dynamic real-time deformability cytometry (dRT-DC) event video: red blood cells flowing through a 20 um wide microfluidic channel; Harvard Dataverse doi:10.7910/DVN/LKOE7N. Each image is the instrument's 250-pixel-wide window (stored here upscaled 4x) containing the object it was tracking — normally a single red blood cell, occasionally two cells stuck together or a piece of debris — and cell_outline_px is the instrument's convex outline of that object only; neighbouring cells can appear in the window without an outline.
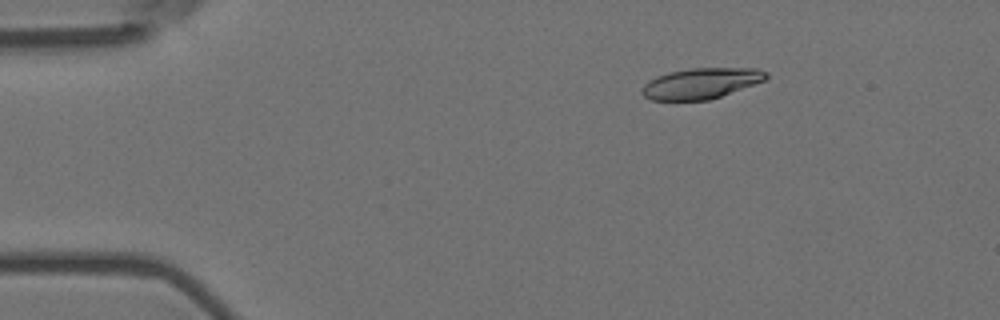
{"species": "Egyptian fruit bat (a non-hibernating species)", "species_latin": "Rousettus aegyptiacus", "temperature_condition": "room temperature", "stored_images_in_passage": 6, "camera_frame_rate_fps": 3000, "um_per_image_px": 0.085, "animal": {"sex": "female"}, "frame": {"image": 1, "passage_image": 2, "time_ms": 0.333, "image_size_px": [1000, 320], "cell_outline_px": [[768, 76], [764, 80], [720, 96], [708, 100], [652, 100], [644, 96], [640, 92], [644, 84], [648, 80], [656, 76], [668, 72], [692, 68], [756, 68], [768, 72]], "centroid_in_image_um": [59.55, 7.08], "position_along_channel_um": 25.5, "area_um2": 22.08}}
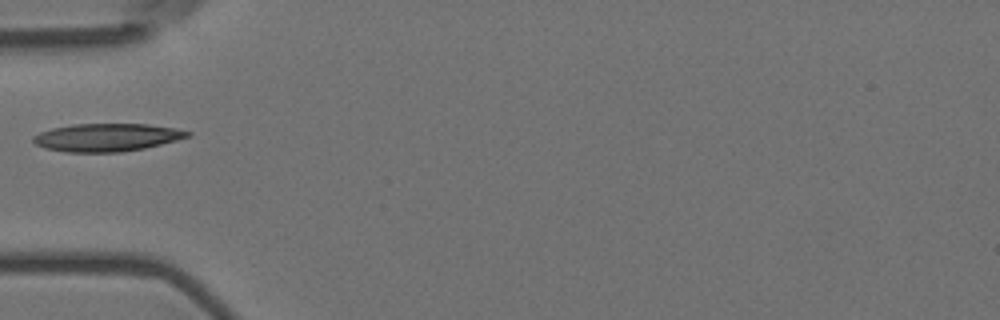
{"frame": {"image": 2, "passage_image": 5, "time_ms": 1.333, "image_size_px": [1000, 320], "cell_outline_px": [[192, 136], [144, 148], [120, 152], [64, 152], [44, 148], [36, 144], [32, 140], [32, 136], [40, 132], [52, 128], [72, 124], [148, 124], [176, 128], [192, 132]], "centroid_in_image_um": [9.07, 11.67], "position_along_channel_um": 75.9, "area_um2": 25.14}}
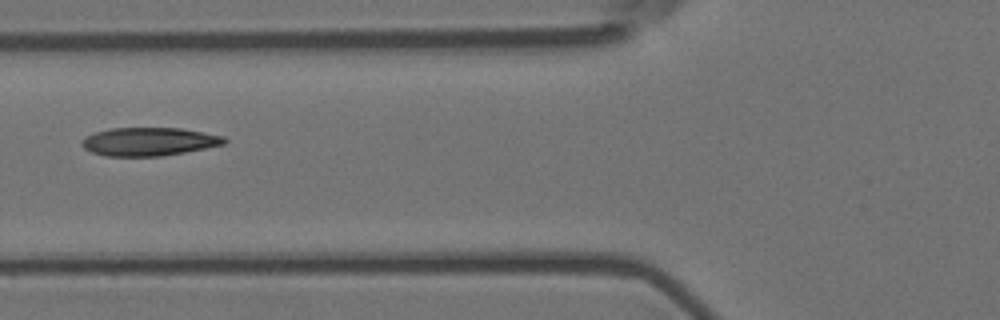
{"frame": {"image": 3, "passage_image": 6, "time_ms": 1.667, "image_size_px": [1000, 320], "cell_outline_px": [[228, 140], [224, 144], [184, 152], [160, 156], [104, 156], [92, 152], [84, 148], [80, 144], [80, 140], [84, 136], [96, 132], [112, 128], [180, 128], [204, 132], [224, 136]], "centroid_in_image_um": [12.63, 12.03], "position_along_channel_um": 113.2, "area_um2": 23.52}}